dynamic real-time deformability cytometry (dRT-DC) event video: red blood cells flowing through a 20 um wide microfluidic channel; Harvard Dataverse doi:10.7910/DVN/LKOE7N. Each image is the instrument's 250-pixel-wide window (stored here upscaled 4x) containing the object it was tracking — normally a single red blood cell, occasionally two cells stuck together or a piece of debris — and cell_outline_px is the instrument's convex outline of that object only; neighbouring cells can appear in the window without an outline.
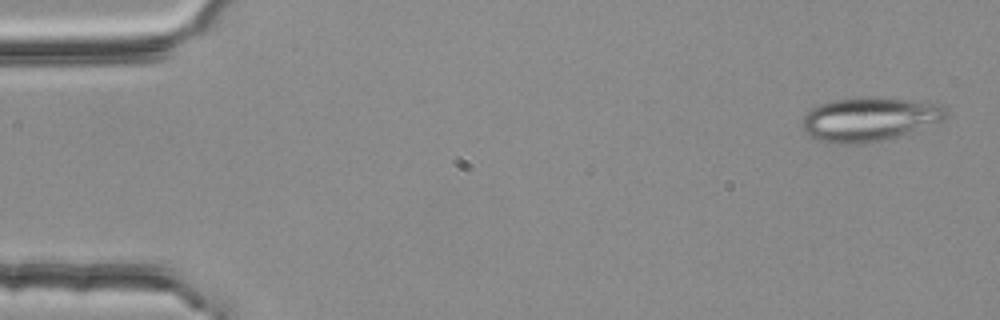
{"species": "common noctule bat (a hibernating species)", "species_latin": "Nyctalus noctula", "temperature_condition": "room temperature", "stored_images_in_passage": 3, "camera_frame_rate_fps": 3000, "um_per_image_px": 0.085, "animal": {"sex": "female", "body_mass_g": 25.1}, "frame": {"image": 1, "passage_image": 1, "time_ms": 0.0, "image_size_px": [1000, 320], "cell_outline_px": [[944, 120], [892, 136], [876, 140], [852, 144], [836, 144], [820, 140], [808, 136], [804, 132], [800, 124], [804, 116], [812, 108], [820, 104], [832, 100], [856, 96], [876, 96], [912, 100], [940, 104], [944, 108]], "centroid_in_image_um": [73.78, 10.09], "position_along_channel_um": 11.2, "area_um2": 36.3}}
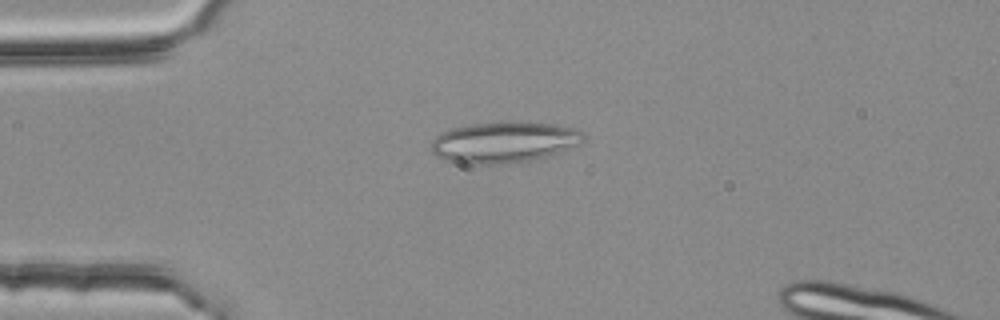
{"frame": {"image": 2, "passage_image": 3, "time_ms": 0.667, "image_size_px": [1000, 320], "cell_outline_px": [[584, 140], [576, 144], [556, 152], [532, 160], [504, 164], [460, 164], [444, 160], [436, 156], [432, 152], [432, 140], [436, 136], [452, 128], [472, 124], [552, 124], [572, 128], [584, 132]], "centroid_in_image_um": [42.75, 12.14], "position_along_channel_um": 42.2, "area_um2": 35.26}}